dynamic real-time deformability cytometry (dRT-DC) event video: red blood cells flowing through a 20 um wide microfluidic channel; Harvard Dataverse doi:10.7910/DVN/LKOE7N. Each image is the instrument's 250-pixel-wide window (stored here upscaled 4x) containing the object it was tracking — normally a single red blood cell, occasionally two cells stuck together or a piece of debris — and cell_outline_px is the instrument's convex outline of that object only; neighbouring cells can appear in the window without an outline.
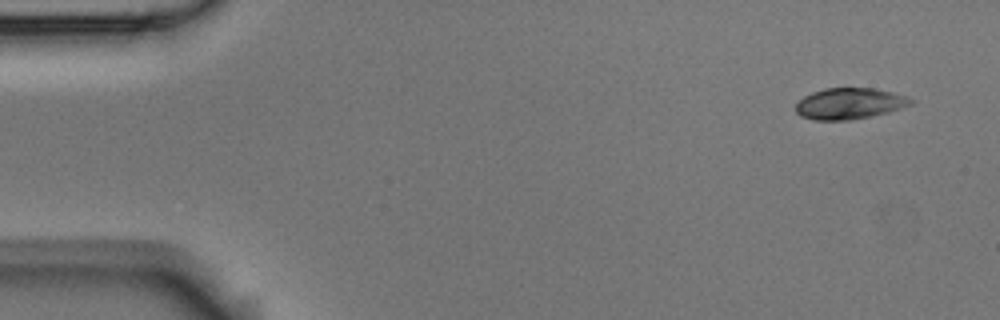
{"species": "Egyptian fruit bat (a non-hibernating species)", "species_latin": "Rousettus aegyptiacus", "temperature_condition": "room temperature", "stored_images_in_passage": 6, "segment_of_instrument_passage": [2, 2], "camera_frame_rate_fps": 3000, "um_per_image_px": 0.085, "animal": {"sex": "male"}, "frame": {"image": 1, "passage_image": 6, "time_ms": 1.667, "image_size_px": [1000, 320], "cell_outline_px": [[916, 100], [912, 104], [888, 112], [872, 116], [848, 120], [812, 120], [800, 116], [796, 112], [796, 104], [804, 96], [812, 92], [824, 88], [872, 88], [892, 92]], "centroid_in_image_um": [72.19, 8.81], "position_along_channel_um": 12.8, "area_um2": 20.87}}